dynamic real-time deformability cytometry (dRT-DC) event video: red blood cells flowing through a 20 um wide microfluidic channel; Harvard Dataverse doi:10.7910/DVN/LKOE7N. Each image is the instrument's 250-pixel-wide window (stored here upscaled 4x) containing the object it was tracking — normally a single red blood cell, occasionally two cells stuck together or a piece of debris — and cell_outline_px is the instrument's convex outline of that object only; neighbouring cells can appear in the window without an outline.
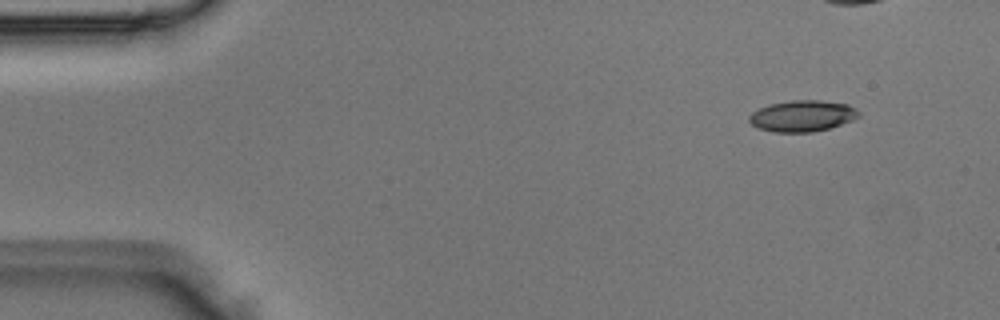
{"species": "Egyptian fruit bat (a non-hibernating species)", "species_latin": "Rousettus aegyptiacus", "temperature_condition": "room temperature", "stored_images_in_passage": 4, "camera_frame_rate_fps": 3000, "um_per_image_px": 0.085, "animal": {"sex": "male"}, "frame": {"image": 1, "passage_image": 1, "time_ms": 0.0, "image_size_px": [1000, 320], "cell_outline_px": [[860, 116], [852, 120], [828, 128], [812, 132], [772, 132], [760, 128], [752, 124], [748, 120], [748, 116], [752, 112], [768, 104], [792, 100], [820, 100], [848, 104], [856, 108], [860, 112]], "centroid_in_image_um": [68.2, 9.84], "position_along_channel_um": 16.8, "area_um2": 19.94}}